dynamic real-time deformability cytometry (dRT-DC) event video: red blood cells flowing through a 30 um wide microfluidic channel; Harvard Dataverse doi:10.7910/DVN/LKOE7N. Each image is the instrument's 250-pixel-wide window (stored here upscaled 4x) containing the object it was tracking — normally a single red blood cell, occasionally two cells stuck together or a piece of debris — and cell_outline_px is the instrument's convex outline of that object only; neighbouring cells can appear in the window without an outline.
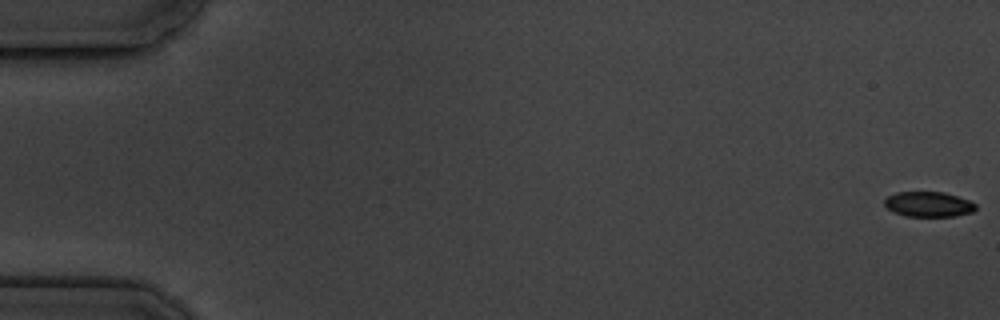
{"species": "common noctule bat (a hibernating species)", "species_latin": "Nyctalus noctula", "temperature_condition": "cold", "stored_images_in_passage": 5, "camera_frame_rate_fps": 3000, "um_per_image_px": 0.085, "animal": {"sex": "male", "body_mass_g": 19.5, "forearm_length_mm": 54.6}, "frame": {"image": 1, "passage_image": 1, "time_ms": 0.0, "image_size_px": [1000, 320], "cell_outline_px": [[976, 208], [972, 212], [956, 216], [904, 216], [888, 208], [884, 204], [884, 200], [888, 196], [896, 192], [944, 192], [968, 200], [976, 204]], "centroid_in_image_um": [78.93, 17.36], "position_along_channel_um": 6.1, "area_um2": 13.24}}
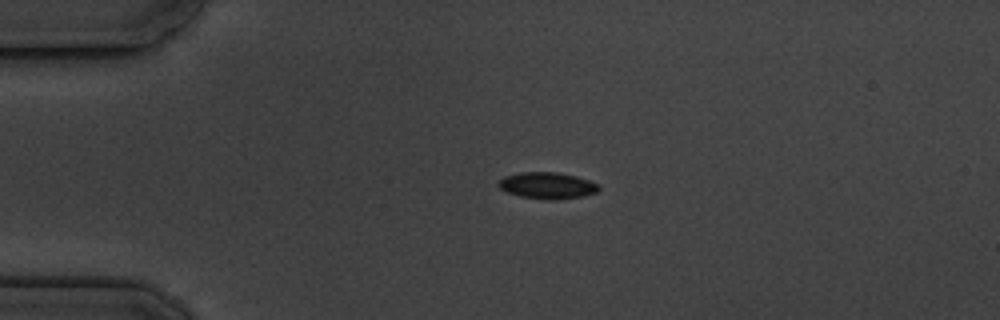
{"frame": {"image": 2, "passage_image": 4, "time_ms": 4.333, "image_size_px": [1000, 320], "cell_outline_px": [[600, 188], [596, 192], [584, 196], [556, 200], [548, 200], [520, 196], [508, 192], [500, 188], [496, 184], [504, 176], [520, 172], [556, 172], [576, 176], [600, 184]], "centroid_in_image_um": [46.53, 15.77], "position_along_channel_um": 38.5, "area_um2": 15.55}}